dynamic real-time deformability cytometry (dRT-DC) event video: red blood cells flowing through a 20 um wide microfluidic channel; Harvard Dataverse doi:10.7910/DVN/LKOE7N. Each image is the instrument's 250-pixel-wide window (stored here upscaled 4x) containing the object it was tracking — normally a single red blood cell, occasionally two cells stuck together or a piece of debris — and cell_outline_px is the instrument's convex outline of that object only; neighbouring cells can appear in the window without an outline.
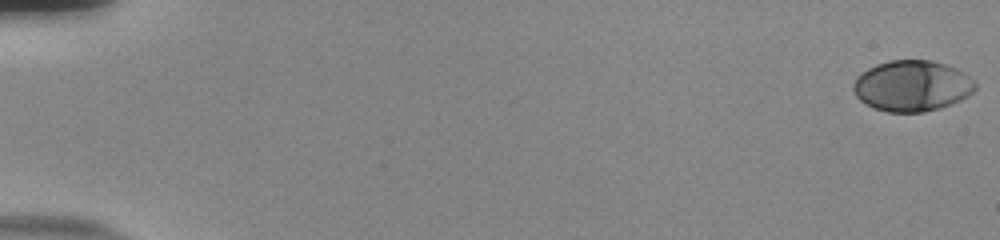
{"species": "human", "species_latin": "Homo sapiens", "temperature_condition": "room temperature", "stored_images_in_passage": 55, "camera_frame_rate_fps": 3000, "um_per_image_px": 0.085, "donor": {"sex": "male"}, "frame": {"image": 1, "passage_image": 1, "time_ms": 0.0, "image_size_px": [1000, 240], "cell_outline_px": [[976, 88], [968, 96], [960, 100], [924, 112], [888, 112], [876, 108], [860, 100], [856, 96], [852, 88], [852, 84], [856, 76], [868, 68], [876, 64], [888, 60], [932, 60], [956, 68], [964, 72], [976, 84]], "centroid_in_image_um": [77.5, 7.28], "position_along_channel_um": 7.5, "area_um2": 36.01}}
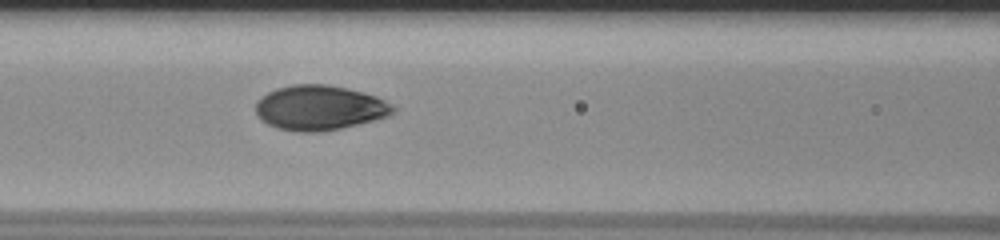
{"frame": {"image": 2, "passage_image": 26, "time_ms": 8.333, "image_size_px": [1000, 240], "cell_outline_px": [[396, 112], [388, 116], [340, 128], [320, 132], [296, 132], [276, 128], [260, 120], [256, 116], [256, 100], [268, 92], [276, 88], [292, 84], [328, 84], [348, 88], [376, 96], [392, 104], [396, 108]], "centroid_in_image_um": [27.13, 9.15], "position_along_channel_um": 139.5, "area_um2": 36.13}}
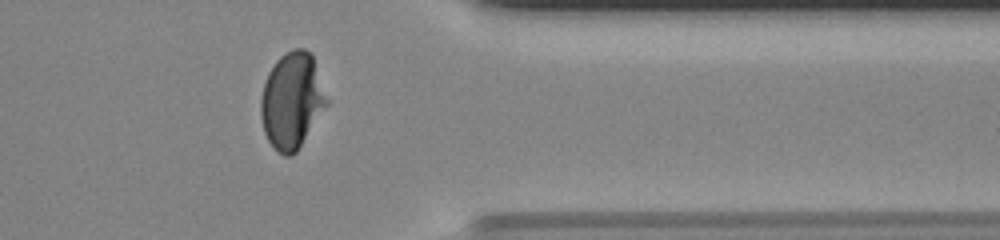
{"frame": {"image": 3, "passage_image": 46, "time_ms": 15.0, "image_size_px": [1000, 240], "cell_outline_px": [[328, 104], [296, 152], [292, 156], [284, 156], [268, 140], [264, 132], [260, 116], [260, 100], [264, 84], [268, 72], [276, 60], [284, 52], [292, 48], [304, 48], [312, 56], [328, 100]], "centroid_in_image_um": [24.79, 8.54], "position_along_channel_um": 386.6, "area_um2": 36.65}, "authors_computed_cell_mechanics": {"area_um2": 35.836, "velocity_mm_per_s": 3.8248, "shape_relaxation_time_tau1_ms": 3.5175, "shape_relaxation_time_tau2_ms": null, "deformation_change_tau1": 0.1864, "deformation_change_tau2": null}}